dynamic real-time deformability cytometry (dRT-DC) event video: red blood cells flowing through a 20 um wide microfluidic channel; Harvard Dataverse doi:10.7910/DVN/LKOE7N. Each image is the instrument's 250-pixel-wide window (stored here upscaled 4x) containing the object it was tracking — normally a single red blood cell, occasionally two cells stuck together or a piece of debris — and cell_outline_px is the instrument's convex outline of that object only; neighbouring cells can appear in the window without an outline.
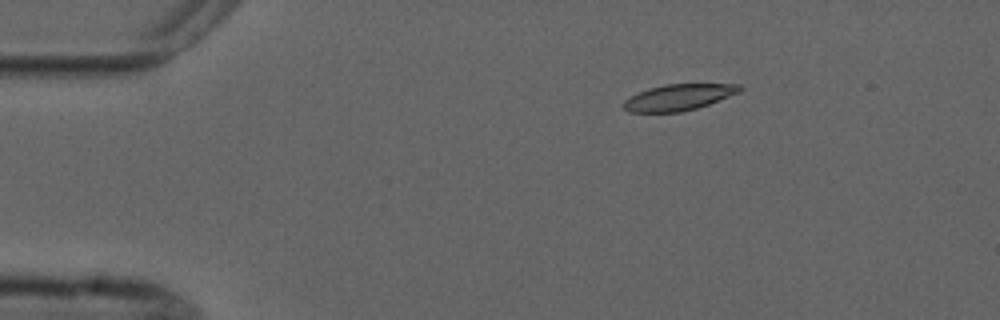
{"species": "common noctule bat (a hibernating species)", "species_latin": "Nyctalus noctula", "temperature_condition": "cold", "stored_images_in_passage": 4, "camera_frame_rate_fps": 3000, "um_per_image_px": 0.085, "animal": {"sex": "male", "forearm_length_mm": 52.5}, "frame": {"image": 1, "passage_image": 4, "time_ms": 6.0, "image_size_px": [1000, 320], "cell_outline_px": [[744, 88], [740, 92], [708, 104], [696, 108], [680, 112], [628, 112], [620, 104], [624, 100], [648, 88], [664, 84], [740, 84]], "centroid_in_image_um": [57.67, 8.26], "position_along_channel_um": 27.3, "area_um2": 17.69}}